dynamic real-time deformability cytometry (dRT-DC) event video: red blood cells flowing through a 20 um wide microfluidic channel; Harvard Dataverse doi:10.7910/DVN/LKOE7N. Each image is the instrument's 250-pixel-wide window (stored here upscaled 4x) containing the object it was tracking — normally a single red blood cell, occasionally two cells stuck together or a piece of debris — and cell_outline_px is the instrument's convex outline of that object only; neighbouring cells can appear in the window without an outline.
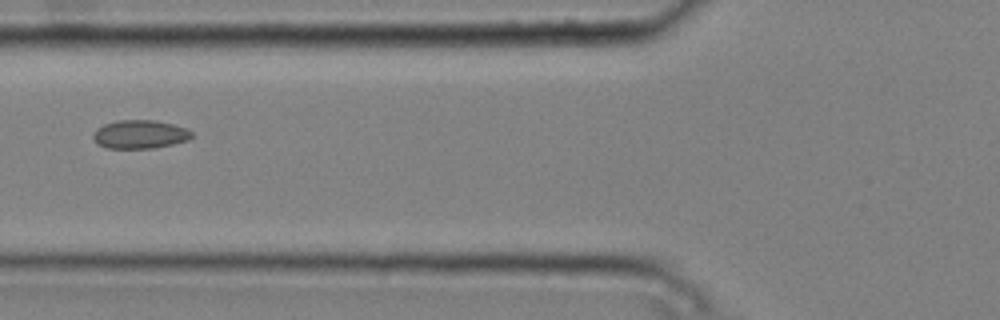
{"species": "common noctule bat (a hibernating species)", "species_latin": "Nyctalus noctula", "temperature_condition": "cold", "stored_images_in_passage": 10, "camera_frame_rate_fps": 3000, "um_per_image_px": 0.085, "animal": {"sex": "male", "body_mass_g": 20.4}, "frame": {"image": 1, "passage_image": 3, "time_ms": 0.667, "image_size_px": [1000, 320], "cell_outline_px": [[192, 136], [188, 140], [172, 144], [152, 148], [108, 148], [100, 144], [92, 136], [96, 128], [104, 124], [116, 120], [156, 120], [188, 128], [192, 132]], "centroid_in_image_um": [11.91, 11.4], "position_along_channel_um": 113.9, "area_um2": 16.3}}
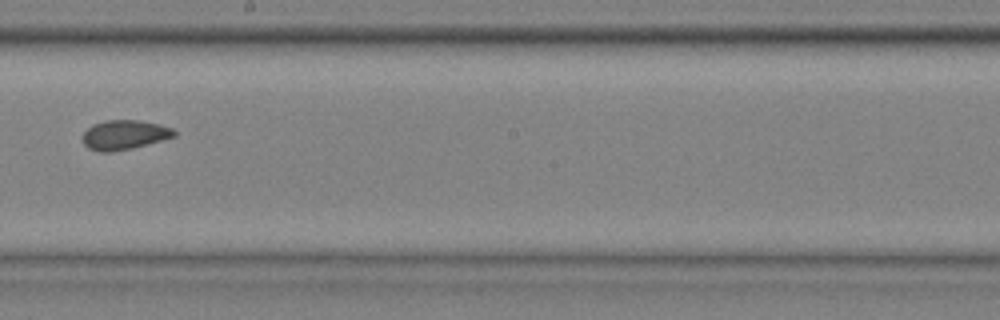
{"frame": {"image": 2, "passage_image": 6, "time_ms": 1.667, "image_size_px": [1000, 320], "cell_outline_px": [[176, 136], [132, 148], [112, 152], [100, 152], [88, 148], [84, 144], [84, 132], [92, 124], [104, 120], [136, 120], [160, 124], [172, 128], [176, 132]], "centroid_in_image_um": [10.57, 11.46], "position_along_channel_um": 237.6, "area_um2": 15.66}}
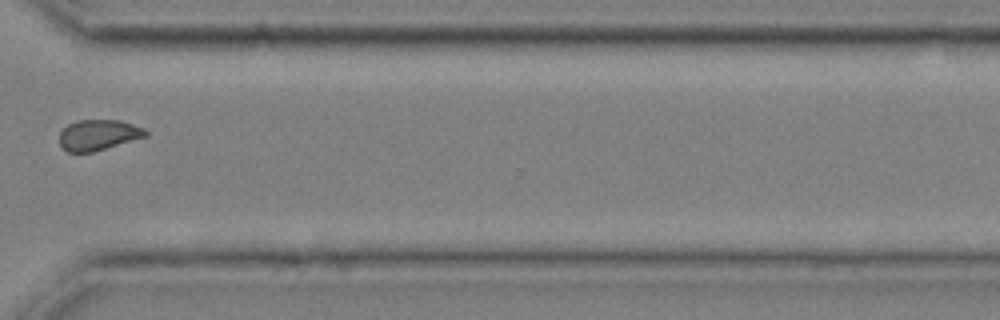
{"frame": {"image": 3, "passage_image": 9, "time_ms": 2.667, "image_size_px": [1000, 320], "cell_outline_px": [[148, 136], [92, 152], [68, 152], [60, 144], [60, 132], [68, 124], [76, 120], [120, 120], [144, 128], [148, 132]], "centroid_in_image_um": [8.37, 11.46], "position_along_channel_um": 362.2, "area_um2": 15.32}}